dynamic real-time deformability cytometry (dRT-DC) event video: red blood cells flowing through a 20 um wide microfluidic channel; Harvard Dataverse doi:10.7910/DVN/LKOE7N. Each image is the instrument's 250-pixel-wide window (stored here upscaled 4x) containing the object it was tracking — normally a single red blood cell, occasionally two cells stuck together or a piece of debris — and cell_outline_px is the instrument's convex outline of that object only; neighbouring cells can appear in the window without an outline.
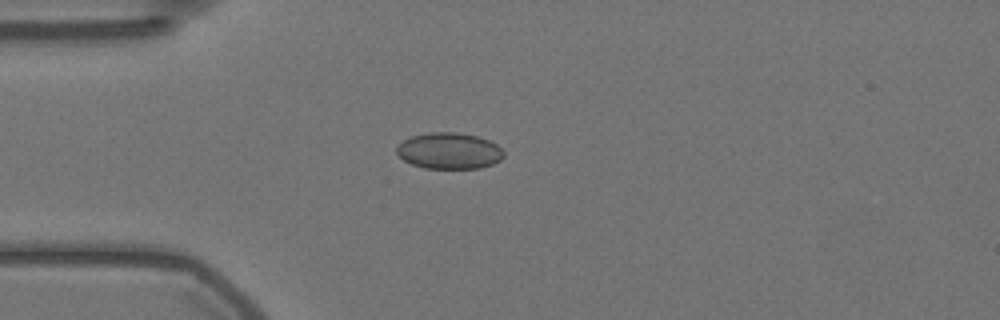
{"species": "Egyptian fruit bat (a non-hibernating species)", "species_latin": "Rousettus aegyptiacus", "temperature_condition": "warm", "stored_images_in_passage": 42, "camera_frame_rate_fps": 3000, "um_per_image_px": 0.085, "animal": {"sex": "female"}, "frame": {"image": 1, "passage_image": 6, "time_ms": 1.667, "image_size_px": [1000, 320], "cell_outline_px": [[504, 156], [500, 160], [492, 164], [480, 168], [424, 168], [412, 164], [404, 160], [396, 152], [396, 148], [404, 140], [412, 136], [432, 132], [456, 132], [476, 136], [488, 140], [496, 144], [504, 152]], "centroid_in_image_um": [38.19, 12.82], "position_along_channel_um": 46.8, "area_um2": 22.43}}
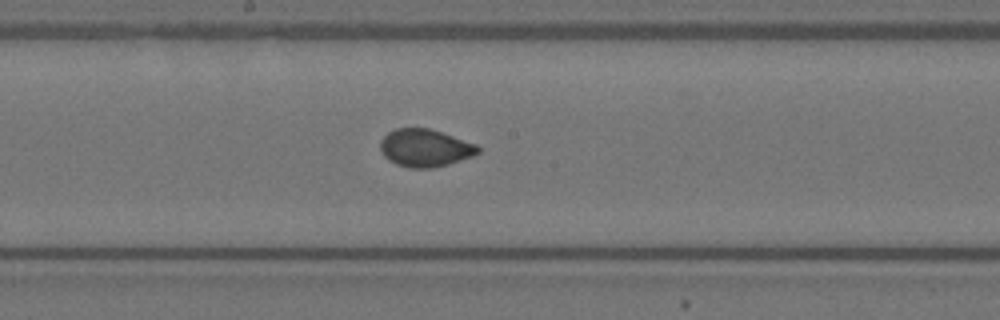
{"frame": {"image": 2, "passage_image": 21, "time_ms": 6.667, "image_size_px": [1000, 320], "cell_outline_px": [[480, 152], [472, 156], [448, 164], [432, 168], [408, 168], [396, 164], [388, 160], [380, 152], [380, 140], [388, 132], [396, 128], [428, 128], [476, 144], [480, 148]], "centroid_in_image_um": [36.09, 12.58], "position_along_channel_um": 212.1, "area_um2": 21.39}}
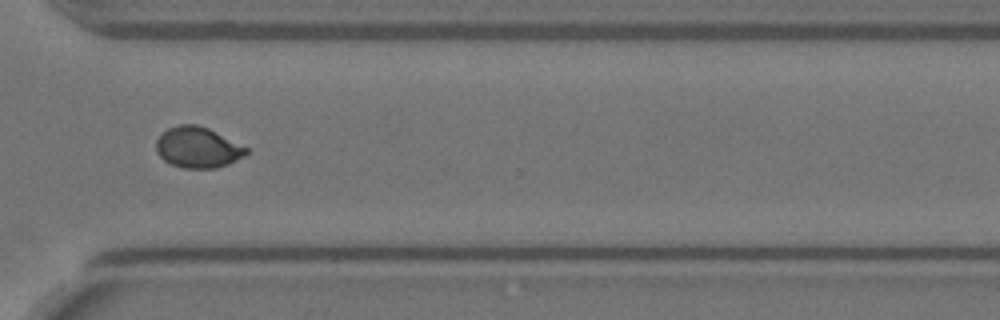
{"frame": {"image": 3, "passage_image": 33, "time_ms": 10.667, "image_size_px": [1000, 320], "cell_outline_px": [[248, 152], [236, 160], [228, 164], [216, 168], [184, 168], [172, 164], [164, 160], [156, 152], [156, 140], [168, 128], [180, 124], [196, 124], [208, 128], [248, 148]], "centroid_in_image_um": [16.79, 12.53], "position_along_channel_um": 353.8, "area_um2": 21.21}, "authors_computed_cell_mechanics": {"area_um2": 21.7328, "velocity_mm_per_s": 3.5458, "shape_relaxation_time_tau1_ms": 8.716, "shape_relaxation_time_tau2_ms": null, "deformation_change_tau1": 0.1454, "deformation_change_tau2": null}}